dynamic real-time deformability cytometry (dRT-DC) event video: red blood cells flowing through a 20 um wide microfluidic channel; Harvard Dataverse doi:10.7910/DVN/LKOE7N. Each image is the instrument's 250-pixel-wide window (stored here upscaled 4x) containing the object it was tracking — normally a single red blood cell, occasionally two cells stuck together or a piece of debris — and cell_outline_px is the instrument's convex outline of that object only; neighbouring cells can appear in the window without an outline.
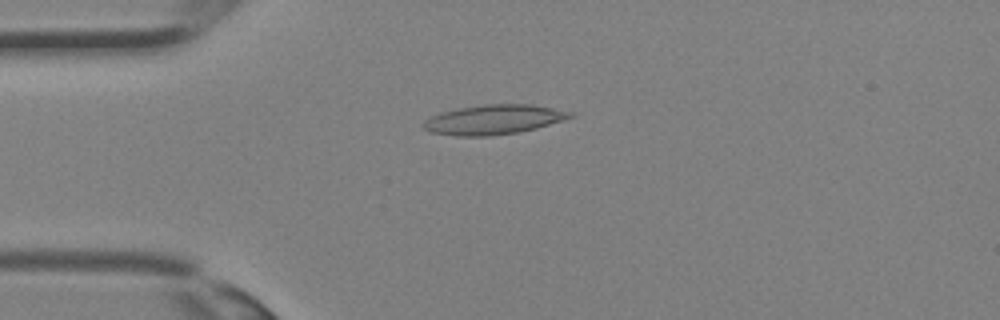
{"species": "Egyptian fruit bat (a non-hibernating species)", "species_latin": "Rousettus aegyptiacus", "temperature_condition": "room temperature", "stored_images_in_passage": 35, "camera_frame_rate_fps": 3000, "um_per_image_px": 0.085, "animal": {"sex": "female"}, "frame": {"image": 1, "passage_image": 9, "time_ms": 2.667, "image_size_px": [1000, 320], "cell_outline_px": [[576, 116], [564, 120], [536, 128], [520, 132], [488, 136], [456, 136], [428, 132], [424, 128], [424, 120], [440, 112], [460, 108], [484, 104], [532, 104], [576, 112]], "centroid_in_image_um": [42.01, 10.16], "position_along_channel_um": 43.0, "area_um2": 25.55}}
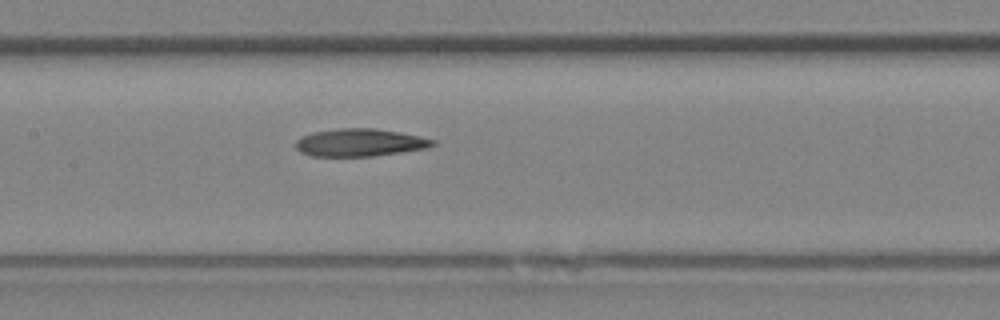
{"frame": {"image": 2, "passage_image": 17, "time_ms": 5.333, "image_size_px": [1000, 320], "cell_outline_px": [[436, 144], [428, 148], [372, 156], [312, 156], [300, 152], [296, 148], [296, 140], [300, 136], [312, 132], [340, 128], [376, 128], [420, 136], [436, 140]], "centroid_in_image_um": [30.58, 12.11], "position_along_channel_um": 176.8, "area_um2": 22.14}}
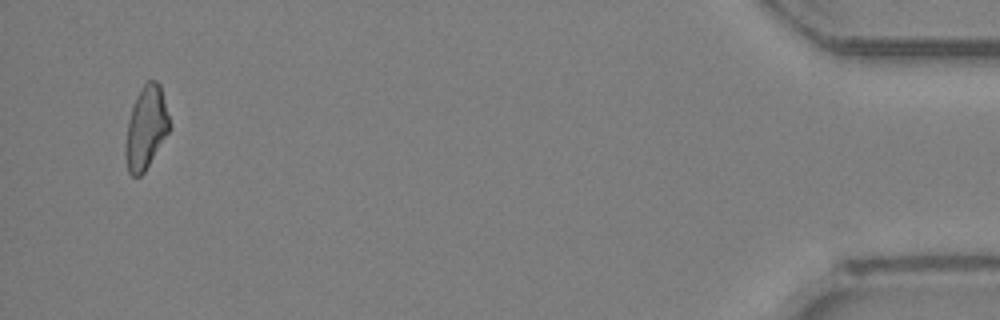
{"frame": {"image": 3, "passage_image": 34, "time_ms": 11.0, "image_size_px": [1000, 320], "cell_outline_px": [[172, 128], [144, 172], [140, 176], [132, 176], [128, 172], [124, 152], [124, 144], [128, 120], [136, 96], [144, 84], [148, 80], [156, 80], [160, 84]], "centroid_in_image_um": [12.41, 10.87], "position_along_channel_um": 422.8, "area_um2": 21.44}}